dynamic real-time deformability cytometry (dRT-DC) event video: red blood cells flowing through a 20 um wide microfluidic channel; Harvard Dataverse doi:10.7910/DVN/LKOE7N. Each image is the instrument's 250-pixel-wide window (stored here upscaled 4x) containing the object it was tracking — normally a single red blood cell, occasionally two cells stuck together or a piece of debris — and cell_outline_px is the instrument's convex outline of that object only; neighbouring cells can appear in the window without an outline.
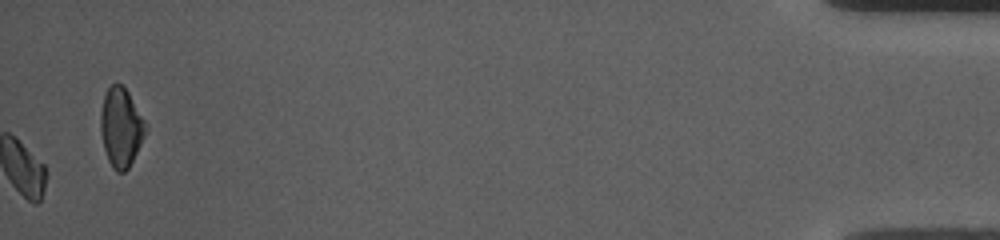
{"species": "common noctule bat (a hibernating species)", "species_latin": "Nyctalus noctula", "temperature_condition": "room temperature", "stored_images_in_passage": 52, "camera_frame_rate_fps": 3000, "um_per_image_px": 0.085, "animal": {"sex": "female", "body_mass_g": 10.0, "forearm_length_mm": 53.1}, "frame": {"image": 1, "passage_image": 52, "time_ms": 17.0, "image_size_px": [1000, 240], "cell_outline_px": [[148, 128], [128, 168], [124, 172], [116, 172], [112, 168], [108, 160], [104, 148], [100, 132], [100, 112], [104, 96], [108, 88], [112, 84], [120, 84], [128, 92], [148, 124]], "centroid_in_image_um": [10.28, 10.82], "position_along_channel_um": 424.9, "area_um2": 20.69}, "authors_computed_cell_mechanics": {"area_um2": 16.5886, "velocity_mm_per_s": 3.7259, "shape_relaxation_time_tau1_ms": 2.9881, "shape_relaxation_time_tau2_ms": null, "deformation_change_tau1": 0.1251, "deformation_change_tau2": null}}